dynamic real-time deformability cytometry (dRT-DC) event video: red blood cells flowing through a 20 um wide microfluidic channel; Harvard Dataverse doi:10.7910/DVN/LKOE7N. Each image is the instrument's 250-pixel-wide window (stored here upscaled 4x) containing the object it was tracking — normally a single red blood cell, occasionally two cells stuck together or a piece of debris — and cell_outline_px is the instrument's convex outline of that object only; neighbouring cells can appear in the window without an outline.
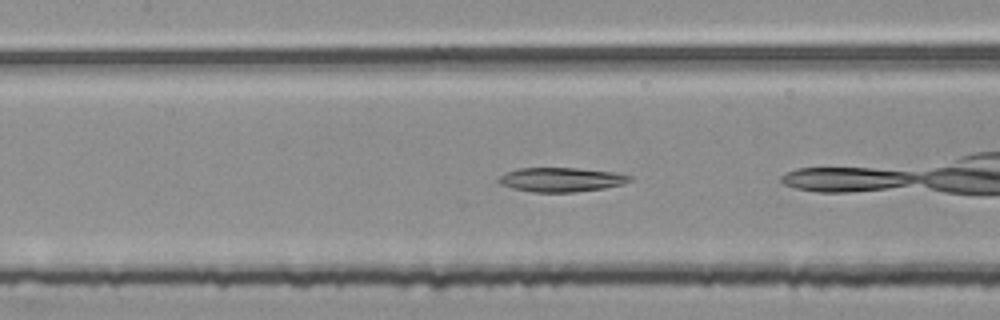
{"species": "common noctule bat (a hibernating species)", "species_latin": "Nyctalus noctula", "temperature_condition": "room temperature", "stored_images_in_passage": 29, "camera_frame_rate_fps": 3000, "um_per_image_px": 0.085, "animal": {"sex": "female", "body_mass_g": 25.1}, "frame": {"image": 1, "passage_image": 21, "time_ms": 6.667, "image_size_px": [1000, 320], "cell_outline_px": [[632, 180], [620, 184], [604, 188], [576, 192], [532, 192], [512, 188], [500, 184], [496, 180], [500, 176], [508, 172], [520, 168], [576, 168], [612, 172], [632, 176]], "centroid_in_image_um": [47.67, 15.27], "position_along_channel_um": 159.7, "area_um2": 18.32}}